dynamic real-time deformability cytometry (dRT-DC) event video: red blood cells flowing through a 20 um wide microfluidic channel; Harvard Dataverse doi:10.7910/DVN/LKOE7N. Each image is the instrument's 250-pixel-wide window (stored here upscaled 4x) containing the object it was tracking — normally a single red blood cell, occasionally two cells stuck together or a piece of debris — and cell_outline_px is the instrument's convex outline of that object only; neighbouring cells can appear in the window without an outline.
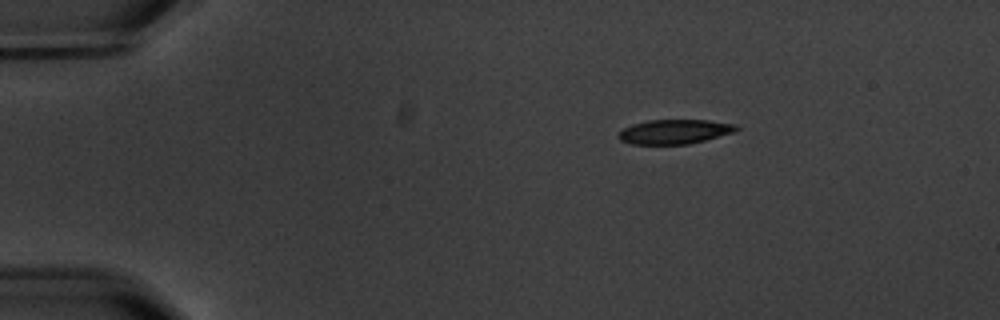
{"species": "common noctule bat (a hibernating species)", "species_latin": "Nyctalus noctula", "temperature_condition": "warm", "stored_images_in_passage": 5, "camera_frame_rate_fps": 3000, "um_per_image_px": 0.085, "animal": {"sex": "male", "body_mass_g": 20.1, "forearm_length_mm": 53.5}, "frame": {"image": 1, "passage_image": 5, "time_ms": 6.333, "image_size_px": [1000, 320], "cell_outline_px": [[740, 128], [736, 132], [688, 144], [632, 144], [620, 140], [616, 136], [624, 128], [632, 124], [648, 120], [708, 120], [736, 124]], "centroid_in_image_um": [57.35, 11.19], "position_along_channel_um": 27.6, "area_um2": 16.82}}